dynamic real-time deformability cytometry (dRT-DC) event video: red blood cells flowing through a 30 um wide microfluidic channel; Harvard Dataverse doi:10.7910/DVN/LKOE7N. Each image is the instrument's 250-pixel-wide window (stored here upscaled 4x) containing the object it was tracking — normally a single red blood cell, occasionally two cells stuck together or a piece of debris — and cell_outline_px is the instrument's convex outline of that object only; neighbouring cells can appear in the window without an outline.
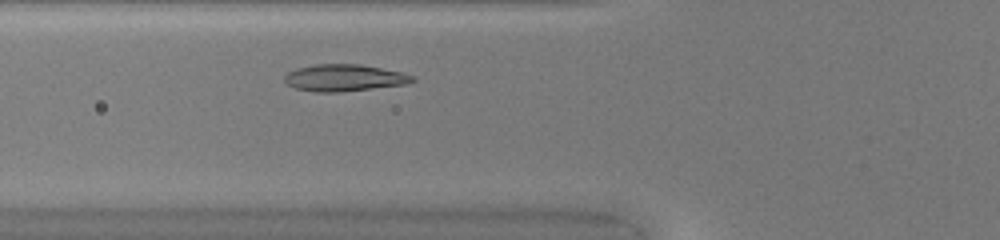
{"species": "common noctule bat (a hibernating species)", "species_latin": "Nyctalus noctula", "temperature_condition": "warm", "stored_images_in_passage": 29, "camera_frame_rate_fps": 3000, "um_per_image_px": 0.085, "animal": {"sex": "female", "body_mass_g": 20.0, "forearm_length_mm": 54.0}, "frame": {"image": 1, "passage_image": 6, "time_ms": 1.667, "image_size_px": [1000, 240], "cell_outline_px": [[416, 80], [408, 84], [340, 92], [316, 92], [296, 88], [288, 84], [284, 80], [284, 76], [288, 72], [296, 68], [316, 64], [360, 64], [400, 72], [416, 76]], "centroid_in_image_um": [29.28, 6.61], "position_along_channel_um": 96.5, "area_um2": 20.0}}
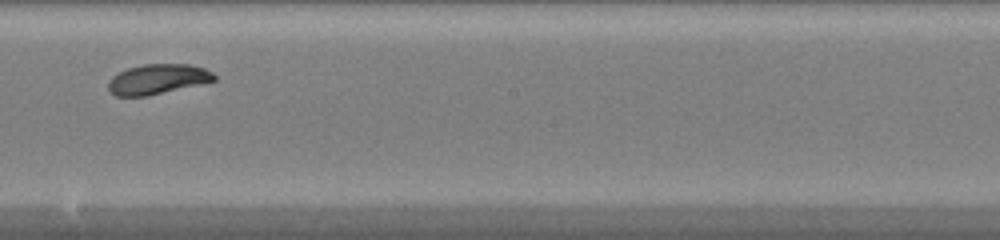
{"frame": {"image": 2, "passage_image": 16, "time_ms": 5.0, "image_size_px": [1000, 240], "cell_outline_px": [[216, 80], [148, 96], [116, 96], [108, 92], [108, 80], [112, 76], [128, 68], [144, 64], [192, 64], [204, 68], [212, 72], [216, 76]], "centroid_in_image_um": [13.37, 6.73], "position_along_channel_um": 234.8, "area_um2": 18.55}}
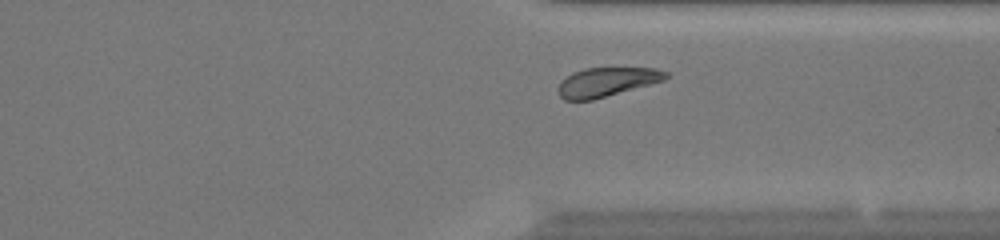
{"frame": {"image": 3, "passage_image": 25, "time_ms": 8.0, "image_size_px": [1000, 240], "cell_outline_px": [[668, 76], [664, 80], [592, 100], [564, 100], [560, 96], [556, 88], [560, 80], [572, 72], [584, 68], [656, 68], [668, 72]], "centroid_in_image_um": [51.51, 6.96], "position_along_channel_um": 359.9, "area_um2": 18.26}, "authors_computed_cell_mechanics": {"area_um2": 19.0162, "velocity_mm_per_s": 4.1549, "shape_relaxation_time_tau1_ms": 2.4079, "shape_relaxation_time_tau2_ms": null, "deformation_change_tau1": 0.1061, "deformation_change_tau2": null}}